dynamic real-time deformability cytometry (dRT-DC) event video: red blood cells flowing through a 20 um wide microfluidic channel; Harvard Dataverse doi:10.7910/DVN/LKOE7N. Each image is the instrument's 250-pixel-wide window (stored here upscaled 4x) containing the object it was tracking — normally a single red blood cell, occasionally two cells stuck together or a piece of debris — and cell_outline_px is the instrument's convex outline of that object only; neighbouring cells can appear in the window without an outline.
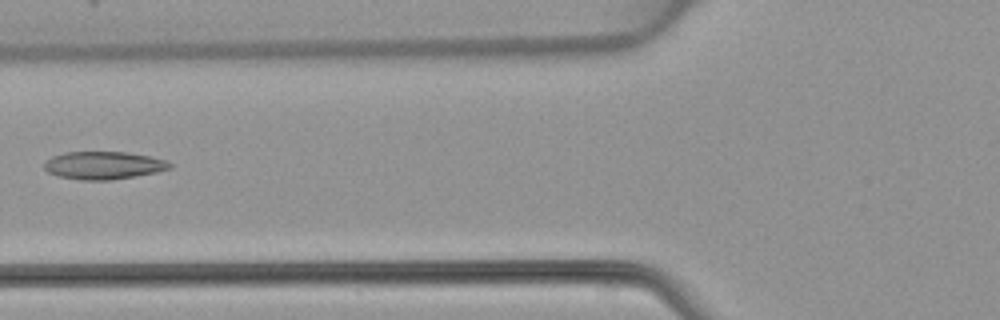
{"species": "common noctule bat (a hibernating species)", "species_latin": "Nyctalus noctula", "temperature_condition": "warm", "stored_images_in_passage": 6, "camera_frame_rate_fps": 3000, "um_per_image_px": 0.085, "animal": {"sex": "female", "body_mass_g": 22.7, "forearm_length_mm": 54.2}, "frame": {"image": 1, "passage_image": 6, "time_ms": 6.0, "image_size_px": [1000, 320], "cell_outline_px": [[172, 168], [156, 172], [136, 176], [112, 180], [80, 180], [60, 176], [48, 172], [44, 168], [44, 164], [52, 156], [64, 152], [128, 152], [148, 156], [164, 160], [172, 164]], "centroid_in_image_um": [8.81, 14.06], "position_along_channel_um": 117.0, "area_um2": 20.23}}